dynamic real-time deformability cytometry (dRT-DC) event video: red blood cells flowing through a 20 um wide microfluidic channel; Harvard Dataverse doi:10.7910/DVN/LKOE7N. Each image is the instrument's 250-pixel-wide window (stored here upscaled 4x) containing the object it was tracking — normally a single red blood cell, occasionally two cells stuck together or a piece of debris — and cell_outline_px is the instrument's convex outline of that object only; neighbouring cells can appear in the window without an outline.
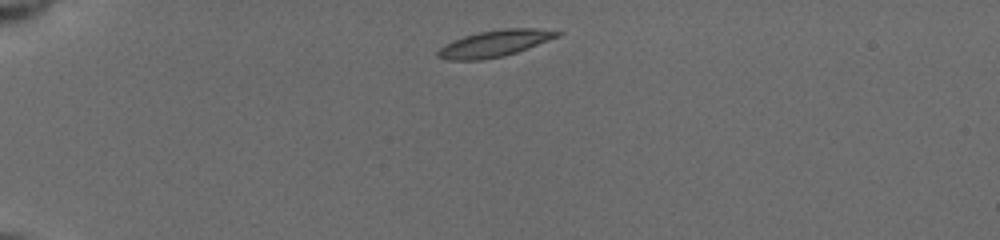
{"species": "common noctule bat (a hibernating species)", "species_latin": "Nyctalus noctula", "temperature_condition": "cold", "stored_images_in_passage": 5, "camera_frame_rate_fps": 3000, "um_per_image_px": 0.085, "animal": {"sex": "female", "body_mass_g": 19.5, "forearm_length_mm": 54.1}, "frame": {"image": 1, "passage_image": 1, "time_ms": 0.0, "image_size_px": [1000, 240], "cell_outline_px": [[564, 32], [560, 36], [516, 52], [504, 56], [480, 60], [444, 60], [436, 56], [436, 52], [444, 44], [464, 36], [480, 32], [504, 28], [532, 28]], "centroid_in_image_um": [42.02, 3.7], "position_along_channel_um": 43.0, "area_um2": 18.38}}
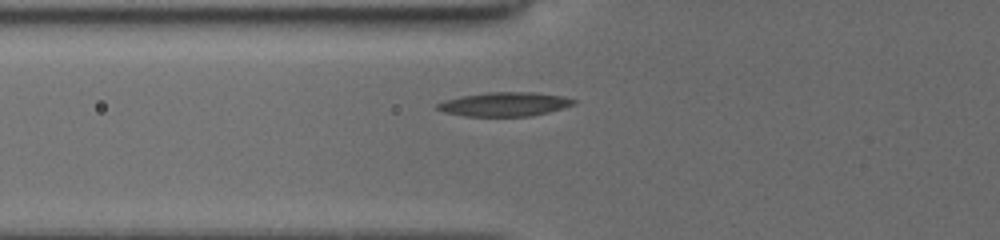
{"frame": {"image": 2, "passage_image": 5, "time_ms": 2.333, "image_size_px": [1000, 240], "cell_outline_px": [[576, 104], [548, 112], [532, 116], [464, 116], [444, 112], [436, 108], [436, 104], [444, 100], [460, 96], [488, 92], [536, 92], [564, 96], [576, 100]], "centroid_in_image_um": [42.89, 8.85], "position_along_channel_um": 82.9, "area_um2": 19.19}}